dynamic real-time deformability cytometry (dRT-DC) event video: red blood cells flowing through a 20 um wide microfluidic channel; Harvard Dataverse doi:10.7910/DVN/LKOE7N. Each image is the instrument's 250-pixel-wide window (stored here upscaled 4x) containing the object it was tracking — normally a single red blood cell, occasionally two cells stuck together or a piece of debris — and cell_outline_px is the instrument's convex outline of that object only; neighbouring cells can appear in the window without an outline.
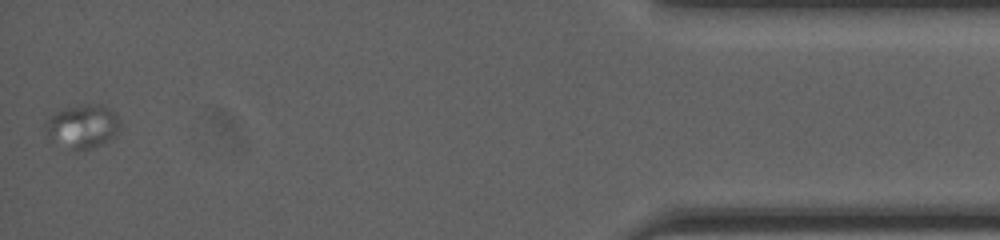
{"species": "human", "species_latin": "Homo sapiens", "temperature_condition": "cold", "stored_images_in_passage": 29, "camera_frame_rate_fps": 3000, "um_per_image_px": 0.085, "donor": {"sex": "female"}, "frame": {"image": 1, "passage_image": 29, "time_ms": 18.0, "image_size_px": [1000, 240], "cell_outline_px": [[120, 128], [116, 136], [92, 148], [76, 152], [48, 132], [44, 124], [48, 116], [64, 108], [84, 104], [104, 104], [116, 112], [120, 120]], "centroid_in_image_um": [7.12, 10.69], "position_along_channel_um": 428.1, "area_um2": 18.73}}